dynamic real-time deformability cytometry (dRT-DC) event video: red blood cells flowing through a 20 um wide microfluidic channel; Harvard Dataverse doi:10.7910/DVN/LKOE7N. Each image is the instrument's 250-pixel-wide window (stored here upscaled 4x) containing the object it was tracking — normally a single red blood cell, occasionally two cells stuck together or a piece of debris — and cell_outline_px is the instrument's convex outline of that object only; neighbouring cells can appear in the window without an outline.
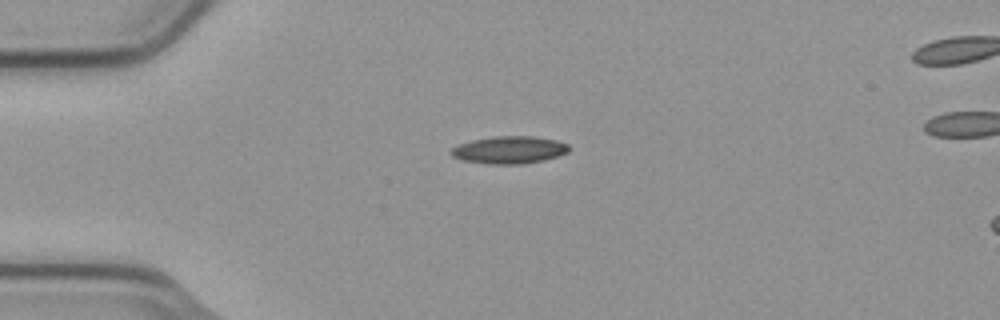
{"species": "common noctule bat (a hibernating species)", "species_latin": "Nyctalus noctula", "temperature_condition": "cold", "stored_images_in_passage": 3, "camera_frame_rate_fps": 3000, "um_per_image_px": 0.085, "animal": {"sex": "male", "body_mass_g": 23.1, "forearm_length_mm": 52.7}, "frame": {"image": 1, "passage_image": 1, "time_ms": 0.0, "image_size_px": [1000, 320], "cell_outline_px": [[568, 152], [544, 160], [524, 164], [488, 164], [460, 160], [452, 156], [448, 152], [452, 148], [460, 144], [472, 140], [496, 136], [532, 136], [556, 140], [568, 144]], "centroid_in_image_um": [43.25, 12.75], "position_along_channel_um": 41.7, "area_um2": 18.84}}